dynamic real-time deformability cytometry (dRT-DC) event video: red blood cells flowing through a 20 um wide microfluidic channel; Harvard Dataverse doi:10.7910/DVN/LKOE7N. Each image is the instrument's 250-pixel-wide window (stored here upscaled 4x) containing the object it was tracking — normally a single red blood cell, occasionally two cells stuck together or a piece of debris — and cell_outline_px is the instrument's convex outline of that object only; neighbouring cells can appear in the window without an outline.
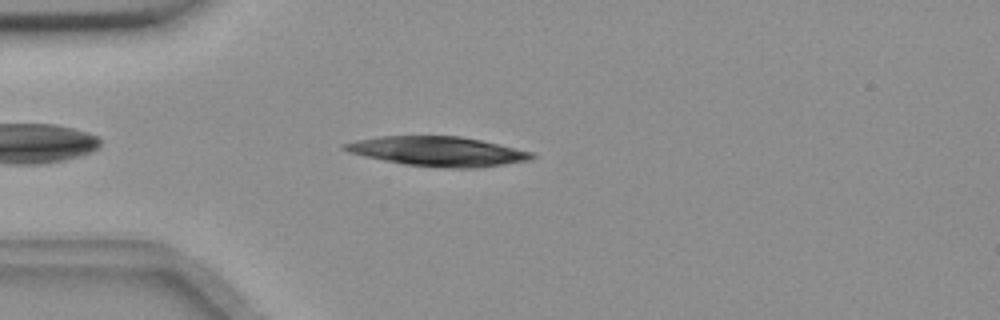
{"species": "common noctule bat (a hibernating species)", "species_latin": "Nyctalus noctula", "temperature_condition": "room temperature", "stored_images_in_passage": 39, "camera_frame_rate_fps": 3000, "um_per_image_px": 0.085, "animal": {"sex": "female", "body_mass_g": 18.4}, "frame": {"image": 1, "passage_image": 4, "time_ms": 1.0, "image_size_px": [1000, 320], "cell_outline_px": [[536, 156], [528, 160], [480, 168], [448, 168], [404, 164], [364, 156], [348, 152], [340, 148], [340, 144], [356, 140], [380, 136], [460, 136], [500, 144], [532, 152]], "centroid_in_image_um": [37.18, 12.86], "position_along_channel_um": 47.8, "area_um2": 32.25}}